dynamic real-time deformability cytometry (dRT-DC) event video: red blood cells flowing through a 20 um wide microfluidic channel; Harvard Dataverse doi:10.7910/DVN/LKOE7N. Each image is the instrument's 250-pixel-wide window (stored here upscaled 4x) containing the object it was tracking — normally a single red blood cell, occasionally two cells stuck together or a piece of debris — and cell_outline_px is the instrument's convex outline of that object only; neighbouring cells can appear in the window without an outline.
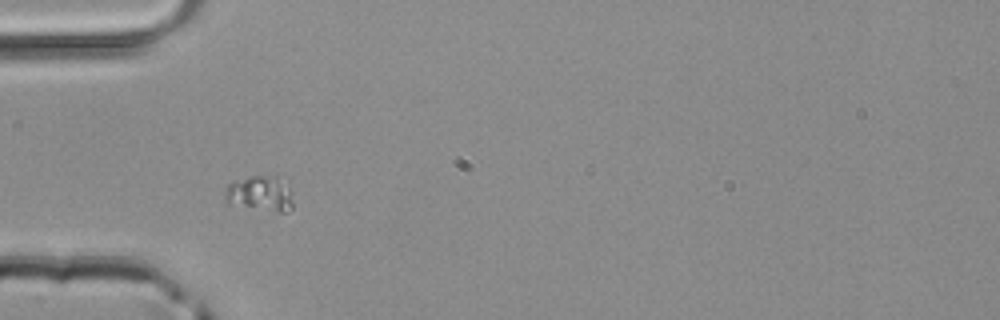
{"species": "common noctule bat (a hibernating species)", "species_latin": "Nyctalus noctula", "temperature_condition": "room temperature", "stored_images_in_passage": 34, "camera_frame_rate_fps": 3000, "um_per_image_px": 0.085, "animal": {"sex": "male", "body_mass_g": 20.4}, "frame": {"image": 1, "passage_image": 1, "time_ms": 0.0, "image_size_px": [1000, 320], "cell_outline_px": [[292, 208], [288, 212], [280, 212], [228, 200], [224, 196], [228, 184], [232, 180], [252, 176], [276, 176], [292, 192]], "centroid_in_image_um": [22.17, 16.4], "position_along_channel_um": 62.8, "area_um2": 13.18}}
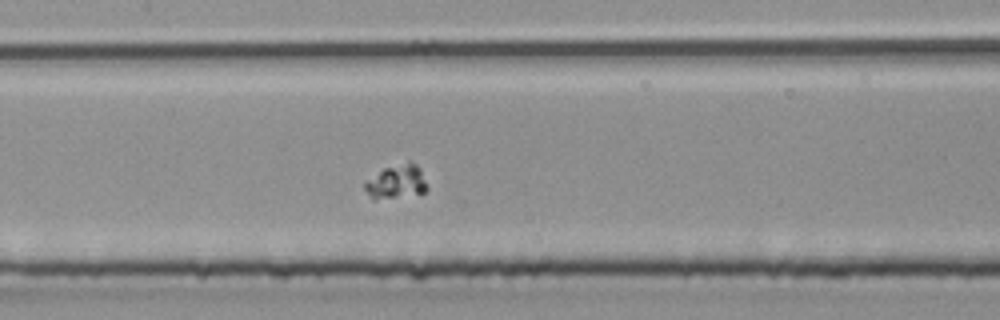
{"frame": {"image": 2, "passage_image": 9, "time_ms": 2.667, "image_size_px": [1000, 320], "cell_outline_px": [[428, 188], [424, 192], [376, 200], [372, 200], [364, 188], [364, 184], [368, 180], [384, 168], [408, 160], [416, 164], [420, 168]], "centroid_in_image_um": [33.7, 15.44], "position_along_channel_um": 173.7, "area_um2": 12.2}}